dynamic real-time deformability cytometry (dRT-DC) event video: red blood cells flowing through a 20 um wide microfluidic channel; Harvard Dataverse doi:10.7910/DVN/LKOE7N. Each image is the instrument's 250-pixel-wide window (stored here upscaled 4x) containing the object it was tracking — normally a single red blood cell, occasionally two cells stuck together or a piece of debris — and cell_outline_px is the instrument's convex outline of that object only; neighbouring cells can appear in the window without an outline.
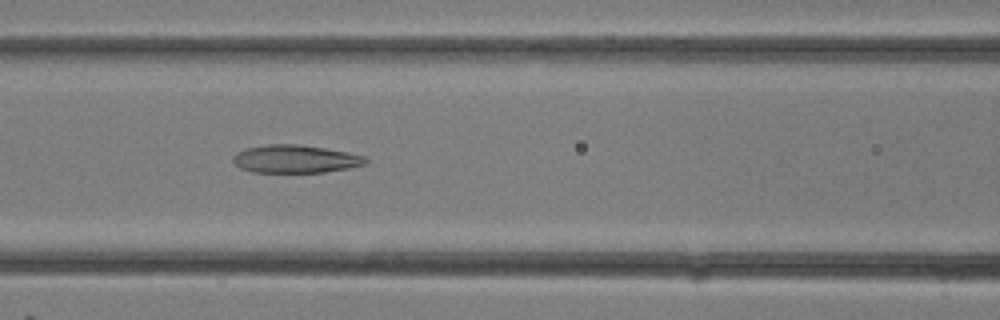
{"species": "common noctule bat (a hibernating species)", "species_latin": "Nyctalus noctula", "temperature_condition": "room temperature", "stored_images_in_passage": 29, "camera_frame_rate_fps": 3000, "um_per_image_px": 0.085, "animal": {"sex": "female"}, "frame": {"image": 1, "passage_image": 13, "time_ms": 4.0, "image_size_px": [1000, 320], "cell_outline_px": [[368, 160], [364, 164], [352, 168], [324, 172], [252, 172], [240, 168], [232, 160], [232, 156], [236, 152], [248, 148], [268, 144], [300, 144], [348, 152], [364, 156]], "centroid_in_image_um": [25.1, 13.51], "position_along_channel_um": 141.5, "area_um2": 21.62}}
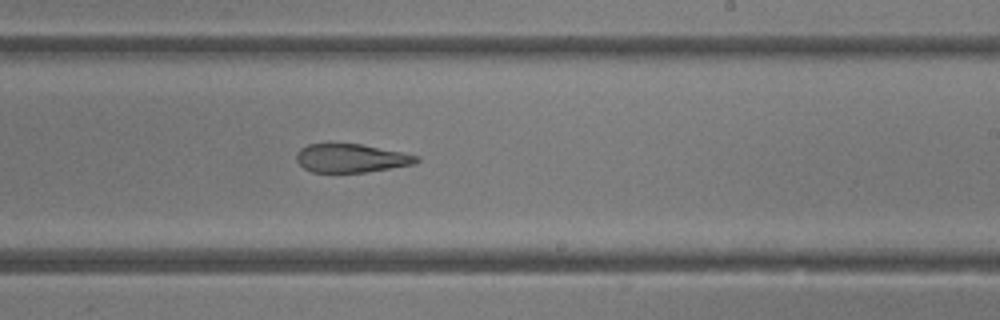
{"frame": {"image": 2, "passage_image": 18, "time_ms": 5.667, "image_size_px": [1000, 320], "cell_outline_px": [[420, 160], [412, 164], [364, 172], [312, 172], [304, 168], [296, 160], [296, 152], [300, 148], [308, 144], [360, 144], [420, 156]], "centroid_in_image_um": [29.8, 13.44], "position_along_channel_um": 259.2, "area_um2": 19.65}}
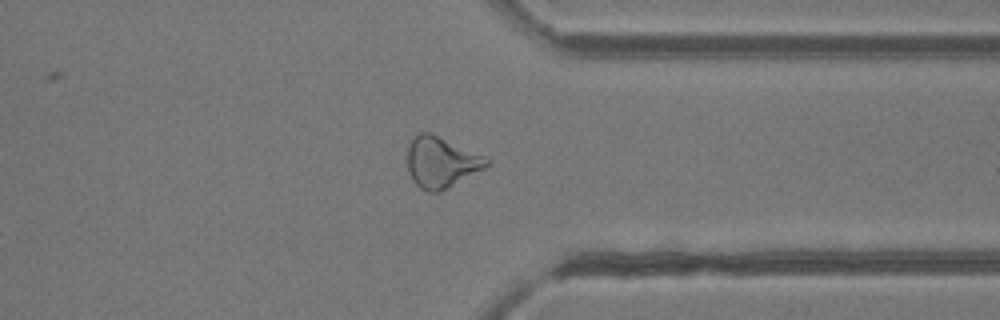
{"frame": {"image": 3, "passage_image": 23, "time_ms": 7.333, "image_size_px": [1000, 320], "cell_outline_px": [[492, 160], [484, 168], [436, 192], [428, 192], [420, 188], [412, 180], [408, 172], [408, 148], [412, 136], [420, 132], [432, 132]], "centroid_in_image_um": [37.45, 13.75], "position_along_channel_um": 373.9, "area_um2": 23.12}}